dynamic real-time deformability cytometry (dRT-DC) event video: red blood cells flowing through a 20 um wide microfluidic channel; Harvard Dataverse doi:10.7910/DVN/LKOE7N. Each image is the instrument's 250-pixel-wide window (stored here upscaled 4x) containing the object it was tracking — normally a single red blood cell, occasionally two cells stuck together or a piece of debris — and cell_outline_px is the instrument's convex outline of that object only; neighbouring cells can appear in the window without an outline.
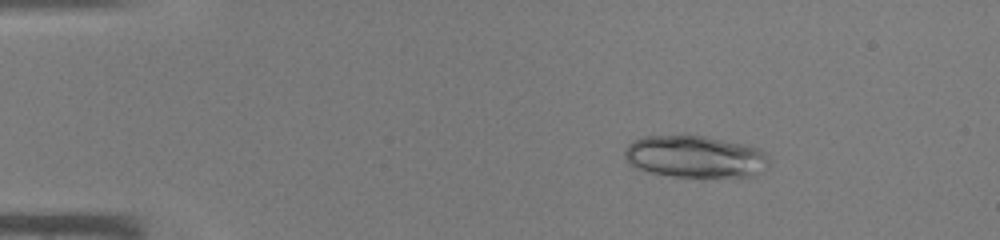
{"species": "common noctule bat (a hibernating species)", "species_latin": "Nyctalus noctula", "temperature_condition": "warm", "stored_images_in_passage": 44, "camera_frame_rate_fps": 3000, "um_per_image_px": 0.085, "animal": {"sex": "male", "body_mass_g": 19.0, "forearm_length_mm": 50.8}, "frame": {"image": 1, "passage_image": 7, "time_ms": 2.0, "image_size_px": [1000, 240], "cell_outline_px": [[768, 164], [752, 176], [704, 180], [700, 180], [672, 176], [648, 172], [636, 168], [628, 164], [624, 156], [624, 152], [628, 144], [632, 140], [644, 136], [704, 136], [744, 144], [760, 148], [768, 156]], "centroid_in_image_um": [59.06, 13.36], "position_along_channel_um": 25.9, "area_um2": 36.3}}